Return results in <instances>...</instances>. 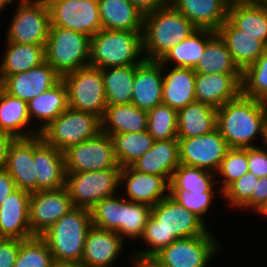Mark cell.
Here are the masks:
<instances>
[{
    "instance_id": "d6a6232c",
    "label": "cell",
    "mask_w": 267,
    "mask_h": 267,
    "mask_svg": "<svg viewBox=\"0 0 267 267\" xmlns=\"http://www.w3.org/2000/svg\"><path fill=\"white\" fill-rule=\"evenodd\" d=\"M228 19L238 29L267 46V10L260 1L230 3Z\"/></svg>"
},
{
    "instance_id": "8fae6325",
    "label": "cell",
    "mask_w": 267,
    "mask_h": 267,
    "mask_svg": "<svg viewBox=\"0 0 267 267\" xmlns=\"http://www.w3.org/2000/svg\"><path fill=\"white\" fill-rule=\"evenodd\" d=\"M99 132H101L99 117L68 107L45 127L40 135L47 144L65 151L69 146L91 139Z\"/></svg>"
},
{
    "instance_id": "5b68a950",
    "label": "cell",
    "mask_w": 267,
    "mask_h": 267,
    "mask_svg": "<svg viewBox=\"0 0 267 267\" xmlns=\"http://www.w3.org/2000/svg\"><path fill=\"white\" fill-rule=\"evenodd\" d=\"M144 60L142 32L101 29L90 38V66H135Z\"/></svg>"
},
{
    "instance_id": "60d3db41",
    "label": "cell",
    "mask_w": 267,
    "mask_h": 267,
    "mask_svg": "<svg viewBox=\"0 0 267 267\" xmlns=\"http://www.w3.org/2000/svg\"><path fill=\"white\" fill-rule=\"evenodd\" d=\"M241 94L267 103V48L242 71Z\"/></svg>"
},
{
    "instance_id": "6f0895ef",
    "label": "cell",
    "mask_w": 267,
    "mask_h": 267,
    "mask_svg": "<svg viewBox=\"0 0 267 267\" xmlns=\"http://www.w3.org/2000/svg\"><path fill=\"white\" fill-rule=\"evenodd\" d=\"M256 213H258L261 216L267 217V200Z\"/></svg>"
},
{
    "instance_id": "74e56055",
    "label": "cell",
    "mask_w": 267,
    "mask_h": 267,
    "mask_svg": "<svg viewBox=\"0 0 267 267\" xmlns=\"http://www.w3.org/2000/svg\"><path fill=\"white\" fill-rule=\"evenodd\" d=\"M216 179L215 173L211 171L180 164L172 175L169 190H186L188 193H218L222 197L223 192L219 187L217 188Z\"/></svg>"
},
{
    "instance_id": "d6986e66",
    "label": "cell",
    "mask_w": 267,
    "mask_h": 267,
    "mask_svg": "<svg viewBox=\"0 0 267 267\" xmlns=\"http://www.w3.org/2000/svg\"><path fill=\"white\" fill-rule=\"evenodd\" d=\"M125 245L116 232L92 225L86 234L81 264L84 267H113Z\"/></svg>"
},
{
    "instance_id": "11a10c76",
    "label": "cell",
    "mask_w": 267,
    "mask_h": 267,
    "mask_svg": "<svg viewBox=\"0 0 267 267\" xmlns=\"http://www.w3.org/2000/svg\"><path fill=\"white\" fill-rule=\"evenodd\" d=\"M51 267H84L81 263H54Z\"/></svg>"
},
{
    "instance_id": "f35d334b",
    "label": "cell",
    "mask_w": 267,
    "mask_h": 267,
    "mask_svg": "<svg viewBox=\"0 0 267 267\" xmlns=\"http://www.w3.org/2000/svg\"><path fill=\"white\" fill-rule=\"evenodd\" d=\"M116 159L121 168L131 166L148 150L151 149L154 138L148 130L140 132H122L110 136Z\"/></svg>"
},
{
    "instance_id": "30bf717a",
    "label": "cell",
    "mask_w": 267,
    "mask_h": 267,
    "mask_svg": "<svg viewBox=\"0 0 267 267\" xmlns=\"http://www.w3.org/2000/svg\"><path fill=\"white\" fill-rule=\"evenodd\" d=\"M61 79L67 89L69 108L103 117L107 103L101 69L88 65Z\"/></svg>"
},
{
    "instance_id": "7402d4cb",
    "label": "cell",
    "mask_w": 267,
    "mask_h": 267,
    "mask_svg": "<svg viewBox=\"0 0 267 267\" xmlns=\"http://www.w3.org/2000/svg\"><path fill=\"white\" fill-rule=\"evenodd\" d=\"M163 66L159 61L144 60L135 65L131 103L146 112L162 103Z\"/></svg>"
},
{
    "instance_id": "6da1fadb",
    "label": "cell",
    "mask_w": 267,
    "mask_h": 267,
    "mask_svg": "<svg viewBox=\"0 0 267 267\" xmlns=\"http://www.w3.org/2000/svg\"><path fill=\"white\" fill-rule=\"evenodd\" d=\"M209 230L199 217L168 195L152 207L151 216L139 238L148 249L131 251L130 262L135 267V263L152 258L175 240L205 235Z\"/></svg>"
},
{
    "instance_id": "816d5d0a",
    "label": "cell",
    "mask_w": 267,
    "mask_h": 267,
    "mask_svg": "<svg viewBox=\"0 0 267 267\" xmlns=\"http://www.w3.org/2000/svg\"><path fill=\"white\" fill-rule=\"evenodd\" d=\"M143 15L170 5V0H129Z\"/></svg>"
},
{
    "instance_id": "4fadbf2b",
    "label": "cell",
    "mask_w": 267,
    "mask_h": 267,
    "mask_svg": "<svg viewBox=\"0 0 267 267\" xmlns=\"http://www.w3.org/2000/svg\"><path fill=\"white\" fill-rule=\"evenodd\" d=\"M63 153L66 172L80 173L121 168L115 156L112 138L103 132L79 144L69 146Z\"/></svg>"
},
{
    "instance_id": "d590c367",
    "label": "cell",
    "mask_w": 267,
    "mask_h": 267,
    "mask_svg": "<svg viewBox=\"0 0 267 267\" xmlns=\"http://www.w3.org/2000/svg\"><path fill=\"white\" fill-rule=\"evenodd\" d=\"M6 50L0 61V76L28 71L46 61L45 46L5 42Z\"/></svg>"
},
{
    "instance_id": "bcb514c9",
    "label": "cell",
    "mask_w": 267,
    "mask_h": 267,
    "mask_svg": "<svg viewBox=\"0 0 267 267\" xmlns=\"http://www.w3.org/2000/svg\"><path fill=\"white\" fill-rule=\"evenodd\" d=\"M169 195L174 198L180 205L194 213L208 227L205 215L209 212L216 193L187 192L186 190H169ZM204 217V218H203Z\"/></svg>"
},
{
    "instance_id": "9f6ffc18",
    "label": "cell",
    "mask_w": 267,
    "mask_h": 267,
    "mask_svg": "<svg viewBox=\"0 0 267 267\" xmlns=\"http://www.w3.org/2000/svg\"><path fill=\"white\" fill-rule=\"evenodd\" d=\"M13 3V0H0V12L4 11L6 6L10 5Z\"/></svg>"
},
{
    "instance_id": "e575fe53",
    "label": "cell",
    "mask_w": 267,
    "mask_h": 267,
    "mask_svg": "<svg viewBox=\"0 0 267 267\" xmlns=\"http://www.w3.org/2000/svg\"><path fill=\"white\" fill-rule=\"evenodd\" d=\"M217 109L201 102H193L178 111L177 138L208 134L216 129Z\"/></svg>"
},
{
    "instance_id": "7a4b0ae2",
    "label": "cell",
    "mask_w": 267,
    "mask_h": 267,
    "mask_svg": "<svg viewBox=\"0 0 267 267\" xmlns=\"http://www.w3.org/2000/svg\"><path fill=\"white\" fill-rule=\"evenodd\" d=\"M216 128L229 148L260 146L254 142L260 137L263 145L267 134V103L240 94L217 108Z\"/></svg>"
},
{
    "instance_id": "b9f144b4",
    "label": "cell",
    "mask_w": 267,
    "mask_h": 267,
    "mask_svg": "<svg viewBox=\"0 0 267 267\" xmlns=\"http://www.w3.org/2000/svg\"><path fill=\"white\" fill-rule=\"evenodd\" d=\"M147 114V130L155 141L177 139L178 111L161 103Z\"/></svg>"
},
{
    "instance_id": "9a60e30c",
    "label": "cell",
    "mask_w": 267,
    "mask_h": 267,
    "mask_svg": "<svg viewBox=\"0 0 267 267\" xmlns=\"http://www.w3.org/2000/svg\"><path fill=\"white\" fill-rule=\"evenodd\" d=\"M180 164L195 166L216 173L229 149L216 128L212 132L190 138H177Z\"/></svg>"
},
{
    "instance_id": "9c48e42d",
    "label": "cell",
    "mask_w": 267,
    "mask_h": 267,
    "mask_svg": "<svg viewBox=\"0 0 267 267\" xmlns=\"http://www.w3.org/2000/svg\"><path fill=\"white\" fill-rule=\"evenodd\" d=\"M5 42L46 45L51 26L46 0H18Z\"/></svg>"
},
{
    "instance_id": "5bb4252c",
    "label": "cell",
    "mask_w": 267,
    "mask_h": 267,
    "mask_svg": "<svg viewBox=\"0 0 267 267\" xmlns=\"http://www.w3.org/2000/svg\"><path fill=\"white\" fill-rule=\"evenodd\" d=\"M50 27L74 30L93 37L102 29L98 0H46Z\"/></svg>"
},
{
    "instance_id": "8d00e7d4",
    "label": "cell",
    "mask_w": 267,
    "mask_h": 267,
    "mask_svg": "<svg viewBox=\"0 0 267 267\" xmlns=\"http://www.w3.org/2000/svg\"><path fill=\"white\" fill-rule=\"evenodd\" d=\"M107 105L130 104L133 95L135 66L101 69Z\"/></svg>"
},
{
    "instance_id": "91938a15",
    "label": "cell",
    "mask_w": 267,
    "mask_h": 267,
    "mask_svg": "<svg viewBox=\"0 0 267 267\" xmlns=\"http://www.w3.org/2000/svg\"><path fill=\"white\" fill-rule=\"evenodd\" d=\"M260 2L264 5V7L267 10V0H260Z\"/></svg>"
},
{
    "instance_id": "836d02e7",
    "label": "cell",
    "mask_w": 267,
    "mask_h": 267,
    "mask_svg": "<svg viewBox=\"0 0 267 267\" xmlns=\"http://www.w3.org/2000/svg\"><path fill=\"white\" fill-rule=\"evenodd\" d=\"M209 29H196L184 41L178 43L159 62L162 66L194 69L204 53L207 43L216 35Z\"/></svg>"
},
{
    "instance_id": "cb8c5ba5",
    "label": "cell",
    "mask_w": 267,
    "mask_h": 267,
    "mask_svg": "<svg viewBox=\"0 0 267 267\" xmlns=\"http://www.w3.org/2000/svg\"><path fill=\"white\" fill-rule=\"evenodd\" d=\"M31 193L17 188L0 206V238L33 237L29 224Z\"/></svg>"
},
{
    "instance_id": "1f68e13d",
    "label": "cell",
    "mask_w": 267,
    "mask_h": 267,
    "mask_svg": "<svg viewBox=\"0 0 267 267\" xmlns=\"http://www.w3.org/2000/svg\"><path fill=\"white\" fill-rule=\"evenodd\" d=\"M101 132L111 136L122 132L147 130L148 114L134 104L107 105L100 119Z\"/></svg>"
},
{
    "instance_id": "7bdbcfd3",
    "label": "cell",
    "mask_w": 267,
    "mask_h": 267,
    "mask_svg": "<svg viewBox=\"0 0 267 267\" xmlns=\"http://www.w3.org/2000/svg\"><path fill=\"white\" fill-rule=\"evenodd\" d=\"M54 264L50 248L41 236L20 240V248L13 267H51Z\"/></svg>"
},
{
    "instance_id": "52a82bcc",
    "label": "cell",
    "mask_w": 267,
    "mask_h": 267,
    "mask_svg": "<svg viewBox=\"0 0 267 267\" xmlns=\"http://www.w3.org/2000/svg\"><path fill=\"white\" fill-rule=\"evenodd\" d=\"M46 62L62 77L89 65L90 37L74 30L50 27Z\"/></svg>"
},
{
    "instance_id": "7c38bea8",
    "label": "cell",
    "mask_w": 267,
    "mask_h": 267,
    "mask_svg": "<svg viewBox=\"0 0 267 267\" xmlns=\"http://www.w3.org/2000/svg\"><path fill=\"white\" fill-rule=\"evenodd\" d=\"M215 237L209 230L205 235L177 239L152 259L162 267H209L211 259L220 251Z\"/></svg>"
},
{
    "instance_id": "7dc6e473",
    "label": "cell",
    "mask_w": 267,
    "mask_h": 267,
    "mask_svg": "<svg viewBox=\"0 0 267 267\" xmlns=\"http://www.w3.org/2000/svg\"><path fill=\"white\" fill-rule=\"evenodd\" d=\"M248 170L256 177H267V146L247 148Z\"/></svg>"
},
{
    "instance_id": "e0dca14e",
    "label": "cell",
    "mask_w": 267,
    "mask_h": 267,
    "mask_svg": "<svg viewBox=\"0 0 267 267\" xmlns=\"http://www.w3.org/2000/svg\"><path fill=\"white\" fill-rule=\"evenodd\" d=\"M61 80V76L45 61L28 71L10 76H0V87L23 101L41 95Z\"/></svg>"
},
{
    "instance_id": "8992f818",
    "label": "cell",
    "mask_w": 267,
    "mask_h": 267,
    "mask_svg": "<svg viewBox=\"0 0 267 267\" xmlns=\"http://www.w3.org/2000/svg\"><path fill=\"white\" fill-rule=\"evenodd\" d=\"M91 226L90 210L74 207L43 233L41 237L50 248L54 263H81Z\"/></svg>"
},
{
    "instance_id": "44dd1931",
    "label": "cell",
    "mask_w": 267,
    "mask_h": 267,
    "mask_svg": "<svg viewBox=\"0 0 267 267\" xmlns=\"http://www.w3.org/2000/svg\"><path fill=\"white\" fill-rule=\"evenodd\" d=\"M242 74H195L196 101L220 108L241 94Z\"/></svg>"
},
{
    "instance_id": "484cf974",
    "label": "cell",
    "mask_w": 267,
    "mask_h": 267,
    "mask_svg": "<svg viewBox=\"0 0 267 267\" xmlns=\"http://www.w3.org/2000/svg\"><path fill=\"white\" fill-rule=\"evenodd\" d=\"M180 165L178 139L154 141L150 150L131 166L142 173L164 177L169 183Z\"/></svg>"
},
{
    "instance_id": "ffe728a7",
    "label": "cell",
    "mask_w": 267,
    "mask_h": 267,
    "mask_svg": "<svg viewBox=\"0 0 267 267\" xmlns=\"http://www.w3.org/2000/svg\"><path fill=\"white\" fill-rule=\"evenodd\" d=\"M37 191L65 186L66 169L63 151L47 144L40 134L34 136Z\"/></svg>"
},
{
    "instance_id": "ba28073f",
    "label": "cell",
    "mask_w": 267,
    "mask_h": 267,
    "mask_svg": "<svg viewBox=\"0 0 267 267\" xmlns=\"http://www.w3.org/2000/svg\"><path fill=\"white\" fill-rule=\"evenodd\" d=\"M120 173L121 168L80 173L66 172L65 188L73 207L90 210L104 198L119 194L117 192L121 189Z\"/></svg>"
},
{
    "instance_id": "f5cc1de1",
    "label": "cell",
    "mask_w": 267,
    "mask_h": 267,
    "mask_svg": "<svg viewBox=\"0 0 267 267\" xmlns=\"http://www.w3.org/2000/svg\"><path fill=\"white\" fill-rule=\"evenodd\" d=\"M14 140L13 135L0 131V170L5 169L8 151Z\"/></svg>"
},
{
    "instance_id": "f6af8a7d",
    "label": "cell",
    "mask_w": 267,
    "mask_h": 267,
    "mask_svg": "<svg viewBox=\"0 0 267 267\" xmlns=\"http://www.w3.org/2000/svg\"><path fill=\"white\" fill-rule=\"evenodd\" d=\"M258 179L254 174L248 172L231 183L222 193V198L225 199V202L227 201L228 208L231 206L234 210L235 207L241 209L251 199Z\"/></svg>"
},
{
    "instance_id": "603a6c76",
    "label": "cell",
    "mask_w": 267,
    "mask_h": 267,
    "mask_svg": "<svg viewBox=\"0 0 267 267\" xmlns=\"http://www.w3.org/2000/svg\"><path fill=\"white\" fill-rule=\"evenodd\" d=\"M5 170L15 181L17 188L30 193L37 191L34 136L15 138L8 151Z\"/></svg>"
},
{
    "instance_id": "d4e9b609",
    "label": "cell",
    "mask_w": 267,
    "mask_h": 267,
    "mask_svg": "<svg viewBox=\"0 0 267 267\" xmlns=\"http://www.w3.org/2000/svg\"><path fill=\"white\" fill-rule=\"evenodd\" d=\"M228 0H170V5L197 29L217 31L228 19Z\"/></svg>"
},
{
    "instance_id": "680465c9",
    "label": "cell",
    "mask_w": 267,
    "mask_h": 267,
    "mask_svg": "<svg viewBox=\"0 0 267 267\" xmlns=\"http://www.w3.org/2000/svg\"><path fill=\"white\" fill-rule=\"evenodd\" d=\"M230 3L232 2H248V1H260V0H228Z\"/></svg>"
},
{
    "instance_id": "db71d44e",
    "label": "cell",
    "mask_w": 267,
    "mask_h": 267,
    "mask_svg": "<svg viewBox=\"0 0 267 267\" xmlns=\"http://www.w3.org/2000/svg\"><path fill=\"white\" fill-rule=\"evenodd\" d=\"M135 267H162L157 264L152 258H148L135 263Z\"/></svg>"
},
{
    "instance_id": "ac0fdd59",
    "label": "cell",
    "mask_w": 267,
    "mask_h": 267,
    "mask_svg": "<svg viewBox=\"0 0 267 267\" xmlns=\"http://www.w3.org/2000/svg\"><path fill=\"white\" fill-rule=\"evenodd\" d=\"M125 190L124 198L154 207L169 195L170 183L161 176L145 174L132 166L121 168L120 188Z\"/></svg>"
},
{
    "instance_id": "ab89813d",
    "label": "cell",
    "mask_w": 267,
    "mask_h": 267,
    "mask_svg": "<svg viewBox=\"0 0 267 267\" xmlns=\"http://www.w3.org/2000/svg\"><path fill=\"white\" fill-rule=\"evenodd\" d=\"M194 71L204 74H242L218 34L207 43Z\"/></svg>"
},
{
    "instance_id": "3957f363",
    "label": "cell",
    "mask_w": 267,
    "mask_h": 267,
    "mask_svg": "<svg viewBox=\"0 0 267 267\" xmlns=\"http://www.w3.org/2000/svg\"><path fill=\"white\" fill-rule=\"evenodd\" d=\"M197 28L171 5L143 15V53L146 60L159 61Z\"/></svg>"
},
{
    "instance_id": "83f0119b",
    "label": "cell",
    "mask_w": 267,
    "mask_h": 267,
    "mask_svg": "<svg viewBox=\"0 0 267 267\" xmlns=\"http://www.w3.org/2000/svg\"><path fill=\"white\" fill-rule=\"evenodd\" d=\"M170 67L163 66L162 104L179 111L196 101V72L192 68Z\"/></svg>"
},
{
    "instance_id": "277c9868",
    "label": "cell",
    "mask_w": 267,
    "mask_h": 267,
    "mask_svg": "<svg viewBox=\"0 0 267 267\" xmlns=\"http://www.w3.org/2000/svg\"><path fill=\"white\" fill-rule=\"evenodd\" d=\"M152 207L116 194L97 202L91 209L92 225L116 232L124 241L139 240L151 216Z\"/></svg>"
},
{
    "instance_id": "f546056e",
    "label": "cell",
    "mask_w": 267,
    "mask_h": 267,
    "mask_svg": "<svg viewBox=\"0 0 267 267\" xmlns=\"http://www.w3.org/2000/svg\"><path fill=\"white\" fill-rule=\"evenodd\" d=\"M27 102L6 93L0 87V131L15 138H26L40 134L37 126H31Z\"/></svg>"
},
{
    "instance_id": "4dcf8cb0",
    "label": "cell",
    "mask_w": 267,
    "mask_h": 267,
    "mask_svg": "<svg viewBox=\"0 0 267 267\" xmlns=\"http://www.w3.org/2000/svg\"><path fill=\"white\" fill-rule=\"evenodd\" d=\"M102 29L143 32V14L129 0H98Z\"/></svg>"
},
{
    "instance_id": "f1b7e54d",
    "label": "cell",
    "mask_w": 267,
    "mask_h": 267,
    "mask_svg": "<svg viewBox=\"0 0 267 267\" xmlns=\"http://www.w3.org/2000/svg\"><path fill=\"white\" fill-rule=\"evenodd\" d=\"M27 107L32 126L33 122H37V130L40 133L69 107L67 89L62 79L52 88L28 101Z\"/></svg>"
},
{
    "instance_id": "4316f807",
    "label": "cell",
    "mask_w": 267,
    "mask_h": 267,
    "mask_svg": "<svg viewBox=\"0 0 267 267\" xmlns=\"http://www.w3.org/2000/svg\"><path fill=\"white\" fill-rule=\"evenodd\" d=\"M216 33L224 41L233 61L241 71L255 63L267 48L262 41L244 33L229 19L220 26Z\"/></svg>"
},
{
    "instance_id": "f907efd6",
    "label": "cell",
    "mask_w": 267,
    "mask_h": 267,
    "mask_svg": "<svg viewBox=\"0 0 267 267\" xmlns=\"http://www.w3.org/2000/svg\"><path fill=\"white\" fill-rule=\"evenodd\" d=\"M16 189L15 181L9 173L5 169L0 170V206Z\"/></svg>"
},
{
    "instance_id": "ee69618b",
    "label": "cell",
    "mask_w": 267,
    "mask_h": 267,
    "mask_svg": "<svg viewBox=\"0 0 267 267\" xmlns=\"http://www.w3.org/2000/svg\"><path fill=\"white\" fill-rule=\"evenodd\" d=\"M248 172L247 148H229L215 173L216 177H219L216 179L217 185H220L218 187L223 192L231 183Z\"/></svg>"
},
{
    "instance_id": "c3c4849f",
    "label": "cell",
    "mask_w": 267,
    "mask_h": 267,
    "mask_svg": "<svg viewBox=\"0 0 267 267\" xmlns=\"http://www.w3.org/2000/svg\"><path fill=\"white\" fill-rule=\"evenodd\" d=\"M20 248V239L0 238V267H13Z\"/></svg>"
},
{
    "instance_id": "681fc988",
    "label": "cell",
    "mask_w": 267,
    "mask_h": 267,
    "mask_svg": "<svg viewBox=\"0 0 267 267\" xmlns=\"http://www.w3.org/2000/svg\"><path fill=\"white\" fill-rule=\"evenodd\" d=\"M267 200V177H260L256 183L251 199L240 210L257 212Z\"/></svg>"
},
{
    "instance_id": "2e32d148",
    "label": "cell",
    "mask_w": 267,
    "mask_h": 267,
    "mask_svg": "<svg viewBox=\"0 0 267 267\" xmlns=\"http://www.w3.org/2000/svg\"><path fill=\"white\" fill-rule=\"evenodd\" d=\"M73 208L65 186L32 192L29 202V224L32 234L41 236Z\"/></svg>"
}]
</instances>
